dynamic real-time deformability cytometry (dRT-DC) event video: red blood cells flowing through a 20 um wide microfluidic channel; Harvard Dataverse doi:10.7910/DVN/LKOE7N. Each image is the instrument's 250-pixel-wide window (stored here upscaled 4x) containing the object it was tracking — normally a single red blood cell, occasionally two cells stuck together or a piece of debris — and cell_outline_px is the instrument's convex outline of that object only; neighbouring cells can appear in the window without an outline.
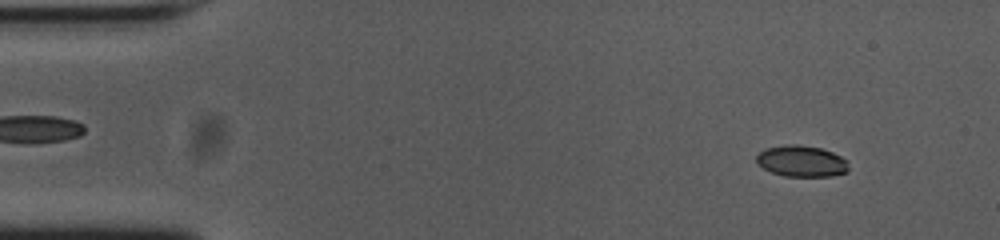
{"species": "common noctule bat (a hibernating species)", "species_latin": "Nyctalus noctula", "temperature_condition": "cold", "stored_images_in_passage": 54, "camera_frame_rate_fps": 3000, "um_per_image_px": 0.085, "animal": {"sex": "female", "body_mass_g": 23.0, "forearm_length_mm": 53.4}, "frame": {"image": 1, "passage_image": 5, "time_ms": 1.333, "image_size_px": [1000, 240], "cell_outline_px": [[848, 172], [832, 176], [784, 176], [772, 172], [756, 164], [756, 156], [764, 148], [784, 144], [796, 144], [820, 148], [832, 152], [848, 160]], "centroid_in_image_um": [68.12, 13.69], "position_along_channel_um": 16.9, "area_um2": 16.94}}
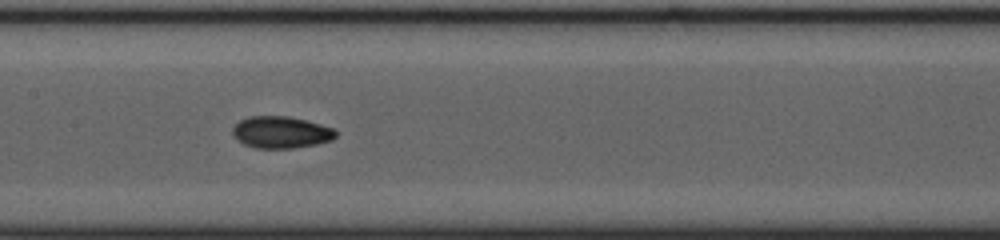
{"frame": {"image": 2, "passage_image": 26, "time_ms": 8.333, "image_size_px": [1000, 240], "cell_outline_px": [[336, 136], [332, 140], [316, 144], [292, 148], [256, 148], [244, 144], [232, 132], [232, 128], [240, 120], [248, 116], [288, 116], [320, 124], [332, 128], [336, 132]], "centroid_in_image_um": [23.88, 11.24], "position_along_channel_um": 183.5, "area_um2": 18.9}}
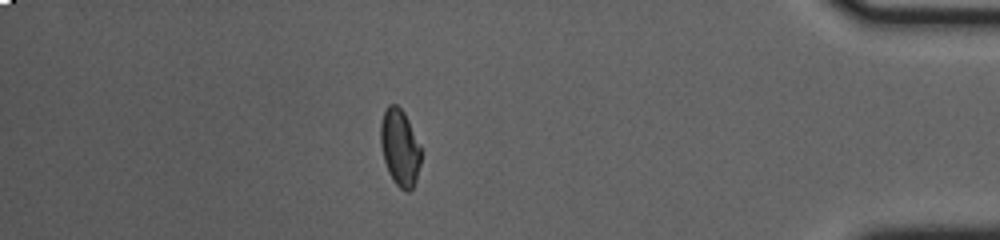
{"frame": {"image": 3, "passage_image": 47, "time_ms": 15.333, "image_size_px": [1000, 240], "cell_outline_px": [[420, 164], [416, 180], [412, 188], [408, 192], [400, 188], [392, 180], [388, 172], [384, 160], [380, 144], [380, 124], [384, 112], [388, 104], [396, 104], [404, 112], [408, 120], [420, 148]], "centroid_in_image_um": [33.96, 12.55], "position_along_channel_um": 401.2, "area_um2": 17.92}, "authors_computed_cell_mechanics": {"area_um2": 17.918, "velocity_mm_per_s": 3.7406, "shape_relaxation_time_tau1_ms": 3.1671, "shape_relaxation_time_tau2_ms": 2.0653, "deformation_change_tau1": 0.1322, "deformation_change_tau2": 0.0635}}